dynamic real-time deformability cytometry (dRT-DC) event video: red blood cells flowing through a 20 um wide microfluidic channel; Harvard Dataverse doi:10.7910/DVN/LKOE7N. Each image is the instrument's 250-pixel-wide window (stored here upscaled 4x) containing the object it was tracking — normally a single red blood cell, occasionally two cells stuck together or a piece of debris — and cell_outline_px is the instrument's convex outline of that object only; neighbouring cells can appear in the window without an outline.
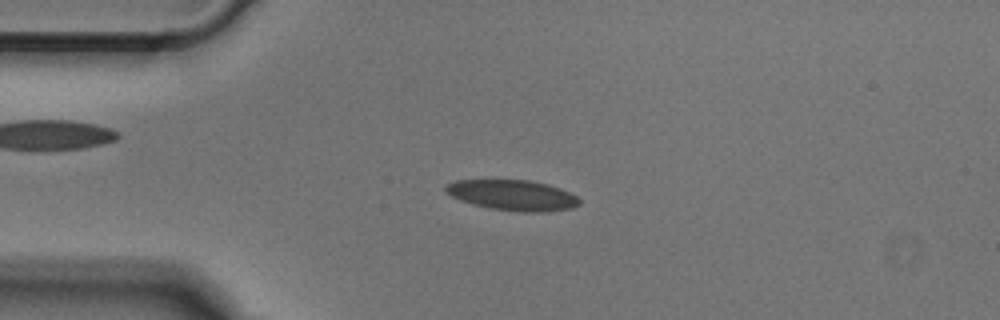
{"species": "Egyptian fruit bat (a non-hibernating species)", "species_latin": "Rousettus aegyptiacus", "temperature_condition": "cold", "stored_images_in_passage": 49, "camera_frame_rate_fps": 3000, "um_per_image_px": 0.085, "animal": {"sex": "male"}, "frame": {"image": 1, "passage_image": 11, "time_ms": 3.333, "image_size_px": [1000, 320], "cell_outline_px": [[580, 204], [572, 208], [544, 212], [520, 212], [488, 208], [472, 204], [460, 200], [452, 196], [444, 188], [448, 184], [456, 180], [532, 180], [548, 184], [560, 188], [576, 196], [580, 200]], "centroid_in_image_um": [43.6, 16.59], "position_along_channel_um": 41.4, "area_um2": 23.76}}
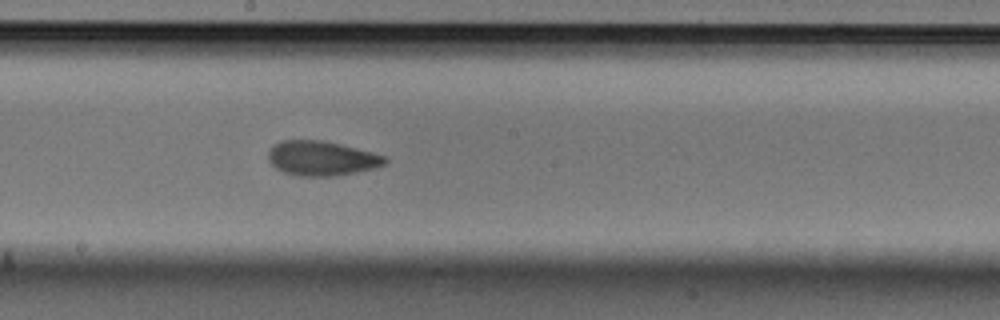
{"frame": {"image": 2, "passage_image": 26, "time_ms": 8.333, "image_size_px": [1000, 320], "cell_outline_px": [[388, 160], [384, 164], [376, 168], [336, 176], [300, 176], [284, 172], [276, 168], [268, 160], [268, 152], [272, 144], [280, 140], [320, 140], [340, 144], [372, 152], [384, 156]], "centroid_in_image_um": [27.31, 13.45], "position_along_channel_um": 220.9, "area_um2": 23.58}}
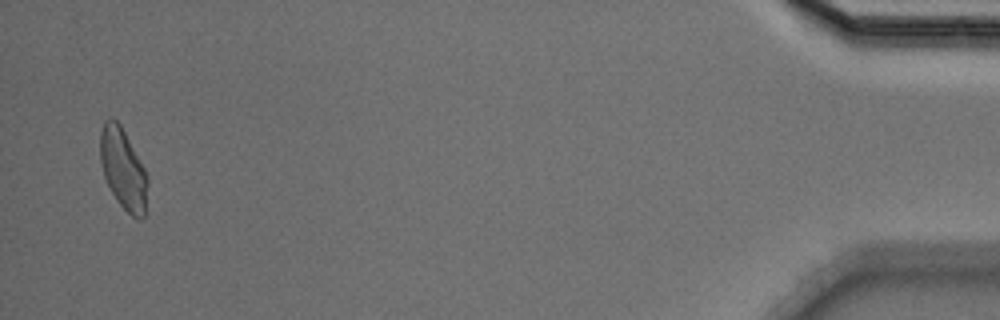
{"frame": {"image": 3, "passage_image": 48, "time_ms": 15.667, "image_size_px": [1000, 320], "cell_outline_px": [[148, 184], [144, 216], [140, 220], [132, 216], [116, 200], [104, 176], [100, 160], [100, 132], [104, 120], [108, 116], [112, 116], [120, 124], [144, 168], [148, 176]], "centroid_in_image_um": [10.46, 14.33], "position_along_channel_um": 424.7, "area_um2": 22.25}}